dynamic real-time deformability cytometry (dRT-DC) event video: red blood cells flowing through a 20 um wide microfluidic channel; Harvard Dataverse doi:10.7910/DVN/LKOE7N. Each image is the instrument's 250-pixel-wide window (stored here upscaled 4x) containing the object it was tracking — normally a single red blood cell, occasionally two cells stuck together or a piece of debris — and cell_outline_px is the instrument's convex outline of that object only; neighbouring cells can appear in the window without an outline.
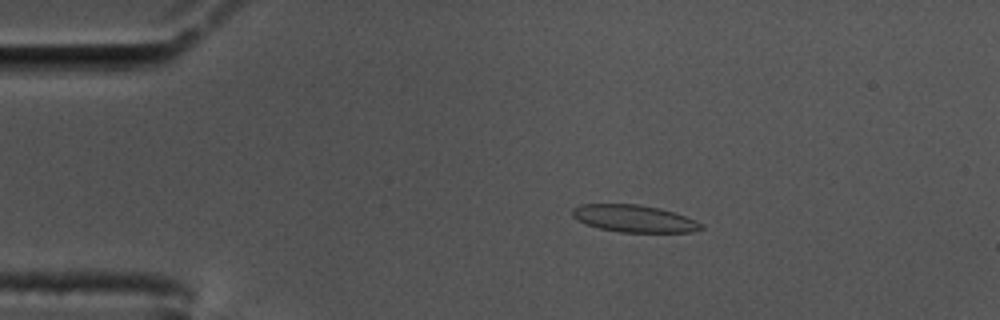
{"species": "common noctule bat (a hibernating species)", "species_latin": "Nyctalus noctula", "temperature_condition": "cold", "stored_images_in_passage": 58, "camera_frame_rate_fps": 3000, "um_per_image_px": 0.085, "animal": {"sex": "male", "body_mass_g": 17.5, "forearm_length_mm": 52.3}, "frame": {"image": 1, "passage_image": 11, "time_ms": 3.333, "image_size_px": [1000, 320], "cell_outline_px": [[704, 228], [692, 232], [620, 232], [600, 228], [576, 220], [572, 216], [572, 208], [580, 204], [640, 204], [660, 208], [696, 220], [704, 224]], "centroid_in_image_um": [53.9, 18.57], "position_along_channel_um": 31.1, "area_um2": 20.4}}
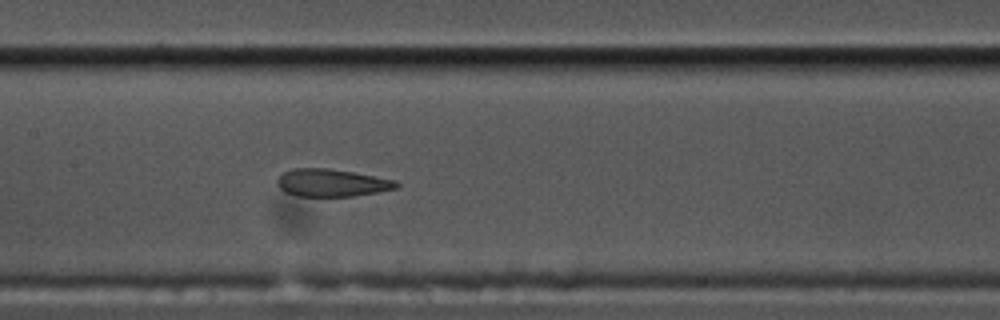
{"frame": {"image": 2, "passage_image": 28, "time_ms": 9.0, "image_size_px": [1000, 320], "cell_outline_px": [[400, 184], [396, 188], [376, 192], [352, 196], [296, 196], [284, 192], [276, 184], [276, 180], [284, 172], [292, 168], [328, 168], [352, 172], [396, 180]], "centroid_in_image_um": [28.16, 15.54], "position_along_channel_um": 179.2, "area_um2": 19.07}}
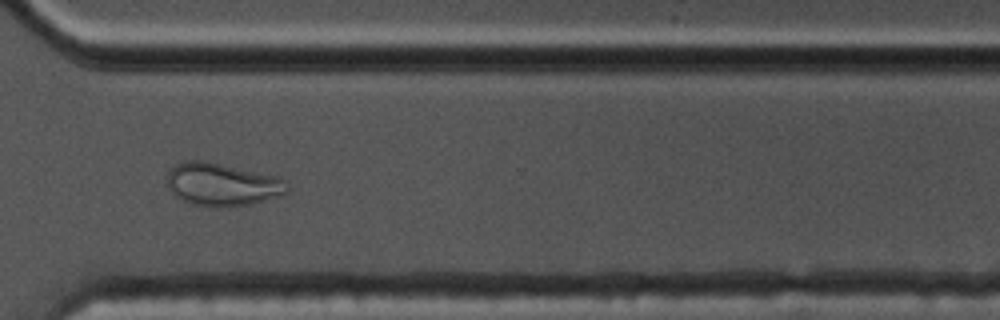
{"frame": {"image": 3, "passage_image": 43, "time_ms": 14.0, "image_size_px": [1000, 320], "cell_outline_px": [[288, 192], [280, 196], [248, 204], [192, 204], [180, 200], [168, 188], [168, 172], [176, 164], [184, 160], [200, 160], [280, 176], [284, 180], [288, 188]], "centroid_in_image_um": [18.89, 15.63], "position_along_channel_um": 351.7, "area_um2": 29.19}, "authors_computed_cell_mechanics": {"area_um2": 20.8658, "velocity_mm_per_s": 3.4507, "shape_relaxation_time_tau1_ms": null, "shape_relaxation_time_tau2_ms": 1.1667, "deformation_change_tau1": null, "deformation_change_tau2": 0.0872}}